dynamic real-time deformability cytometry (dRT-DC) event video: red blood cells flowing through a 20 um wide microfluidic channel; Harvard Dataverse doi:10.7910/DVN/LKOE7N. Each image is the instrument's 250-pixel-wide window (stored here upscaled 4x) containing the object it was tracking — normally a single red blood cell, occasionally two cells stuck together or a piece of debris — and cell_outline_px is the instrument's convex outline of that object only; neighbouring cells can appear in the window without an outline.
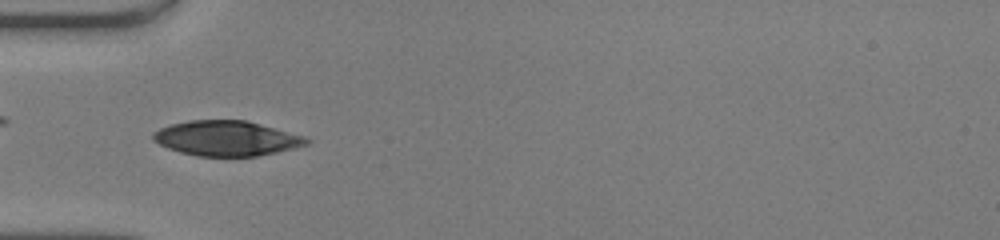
{"species": "human", "species_latin": "Homo sapiens", "temperature_condition": "warm", "stored_images_in_passage": 49, "camera_frame_rate_fps": 3000, "um_per_image_px": 0.085, "donor": {"sex": "male"}, "frame": {"image": 1, "passage_image": 16, "time_ms": 5.0, "image_size_px": [1000, 240], "cell_outline_px": [[312, 140], [308, 144], [276, 152], [256, 156], [196, 156], [180, 152], [168, 148], [152, 140], [152, 132], [160, 128], [172, 124], [192, 120], [244, 120], [308, 136]], "centroid_in_image_um": [19.27, 11.75], "position_along_channel_um": 65.7, "area_um2": 31.33}}
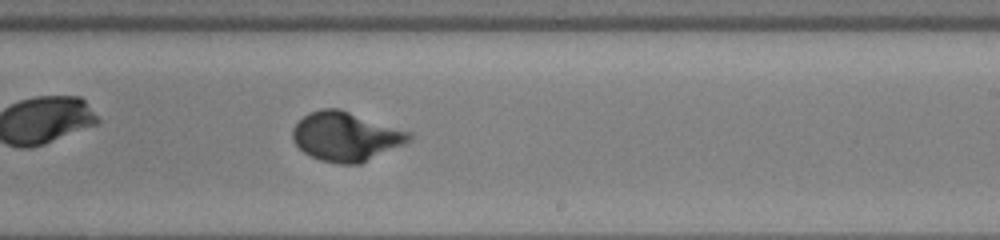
{"frame": {"image": 2, "passage_image": 30, "time_ms": 9.667, "image_size_px": [1000, 240], "cell_outline_px": [[412, 140], [404, 144], [360, 164], [340, 164], [320, 160], [304, 152], [292, 140], [292, 128], [308, 112], [320, 108], [340, 108], [412, 132]], "centroid_in_image_um": [29.41, 11.59], "position_along_channel_um": 259.6, "area_um2": 33.52}}
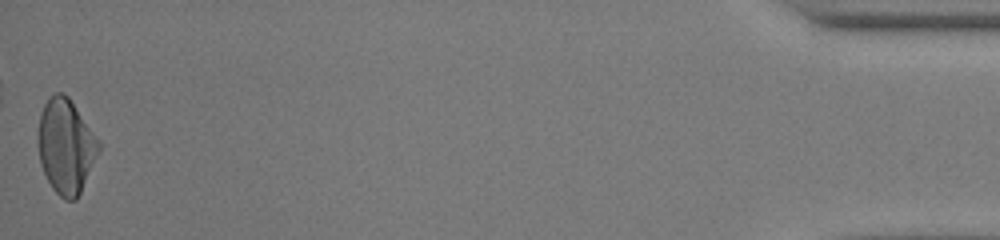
{"frame": {"image": 3, "passage_image": 49, "time_ms": 16.0, "image_size_px": [1000, 240], "cell_outline_px": [[100, 152], [76, 200], [64, 200], [52, 188], [40, 164], [36, 140], [40, 116], [44, 104], [56, 92], [60, 92], [68, 96], [100, 144]], "centroid_in_image_um": [5.57, 12.46], "position_along_channel_um": 429.6, "area_um2": 33.12}, "authors_computed_cell_mechanics": {"area_um2": 32.079, "velocity_mm_per_s": 4.1768, "shape_relaxation_time_tau1_ms": 3.3085, "shape_relaxation_time_tau2_ms": null, "deformation_change_tau1": 0.203, "deformation_change_tau2": null}}